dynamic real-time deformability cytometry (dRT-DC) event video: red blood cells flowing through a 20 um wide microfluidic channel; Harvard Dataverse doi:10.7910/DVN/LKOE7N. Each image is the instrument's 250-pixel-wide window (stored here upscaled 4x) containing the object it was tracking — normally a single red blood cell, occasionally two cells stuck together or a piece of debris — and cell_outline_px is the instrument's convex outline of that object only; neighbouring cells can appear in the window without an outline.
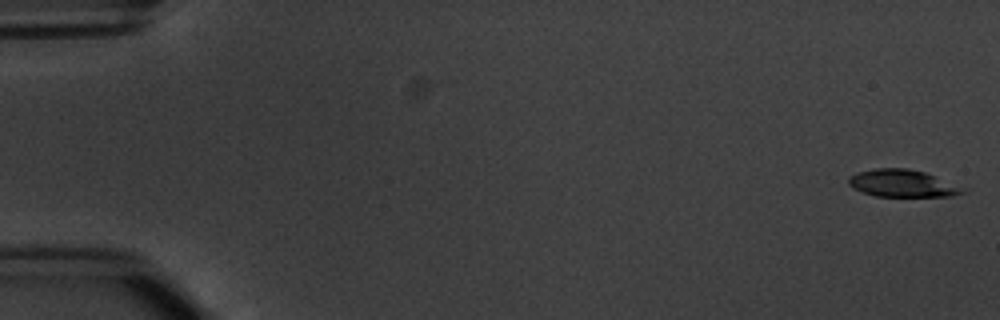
{"species": "common noctule bat (a hibernating species)", "species_latin": "Nyctalus noctula", "temperature_condition": "warm", "stored_images_in_passage": 9, "camera_frame_rate_fps": 3000, "um_per_image_px": 0.085, "animal": {"sex": "male", "body_mass_g": 20.1, "forearm_length_mm": 53.5}, "frame": {"image": 1, "passage_image": 1, "time_ms": 0.0, "image_size_px": [1000, 320], "cell_outline_px": [[964, 192], [952, 196], [876, 196], [852, 188], [848, 184], [848, 176], [856, 172], [876, 168], [908, 168], [924, 172]], "centroid_in_image_um": [76.49, 15.57], "position_along_channel_um": 8.5, "area_um2": 17.4}}
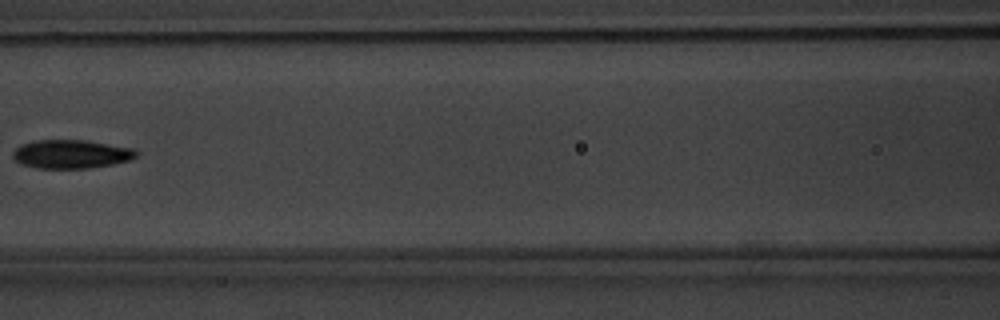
{"frame": {"image": 2, "passage_image": 7, "time_ms": 8.0, "image_size_px": [1000, 320], "cell_outline_px": [[140, 152], [136, 156], [128, 160], [112, 164], [88, 168], [36, 168], [24, 164], [16, 160], [12, 156], [12, 152], [20, 144], [36, 140], [84, 140], [132, 148]], "centroid_in_image_um": [6.03, 13.09], "position_along_channel_um": 160.6, "area_um2": 20.4}}
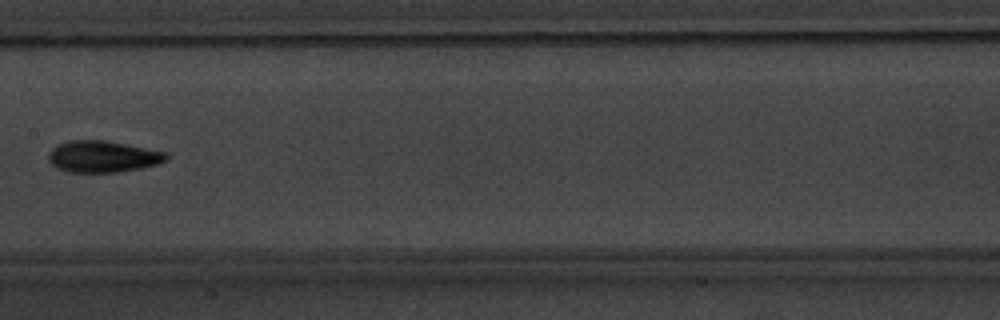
{"frame": {"image": 3, "passage_image": 8, "time_ms": 9.0, "image_size_px": [1000, 320], "cell_outline_px": [[168, 160], [156, 164], [140, 168], [120, 172], [68, 172], [56, 168], [48, 160], [48, 152], [56, 144], [68, 140], [104, 140], [164, 152], [168, 156]], "centroid_in_image_um": [8.67, 13.31], "position_along_channel_um": 198.7, "area_um2": 21.62}}